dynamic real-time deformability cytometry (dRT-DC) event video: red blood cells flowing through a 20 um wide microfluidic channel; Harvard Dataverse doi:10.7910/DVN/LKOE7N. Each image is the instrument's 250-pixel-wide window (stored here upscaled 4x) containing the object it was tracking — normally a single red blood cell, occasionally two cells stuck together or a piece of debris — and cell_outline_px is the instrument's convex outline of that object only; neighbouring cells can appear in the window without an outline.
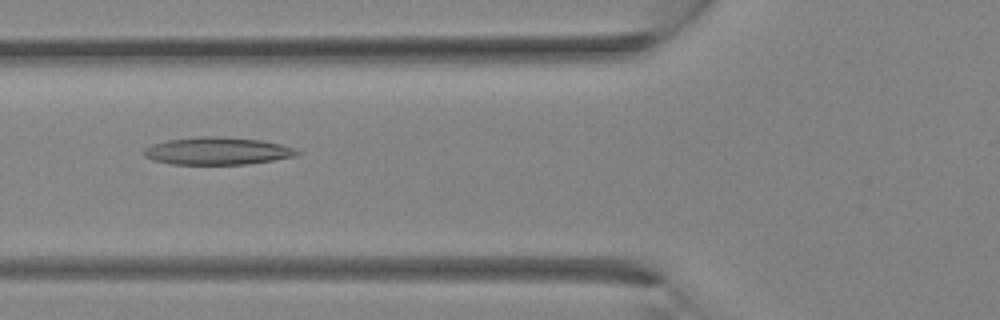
{"species": "Egyptian fruit bat (a non-hibernating species)", "species_latin": "Rousettus aegyptiacus", "temperature_condition": "room temperature", "stored_images_in_passage": 17, "camera_frame_rate_fps": 3000, "um_per_image_px": 0.085, "animal": {"sex": "female"}, "frame": {"image": 1, "passage_image": 6, "time_ms": 1.667, "image_size_px": [1000, 320], "cell_outline_px": [[300, 152], [296, 156], [248, 164], [172, 164], [152, 160], [144, 156], [140, 152], [144, 148], [152, 144], [168, 140], [196, 136], [216, 136], [260, 140], [280, 144], [292, 148]], "centroid_in_image_um": [18.4, 12.83], "position_along_channel_um": 107.4, "area_um2": 24.51}}
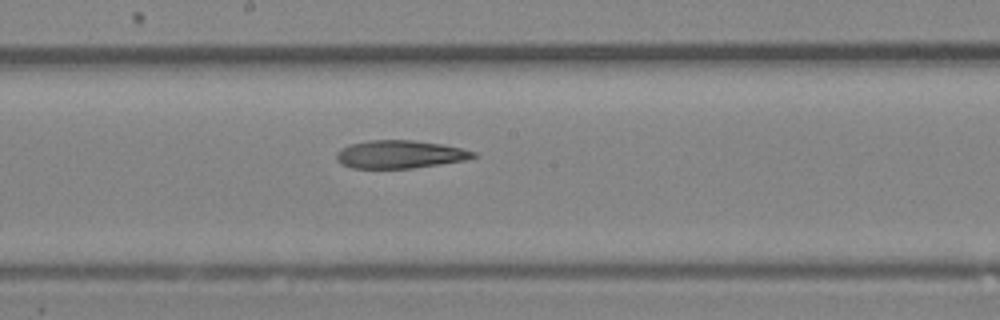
{"frame": {"image": 2, "passage_image": 11, "time_ms": 3.333, "image_size_px": [1000, 320], "cell_outline_px": [[480, 156], [464, 160], [440, 164], [412, 168], [352, 168], [340, 164], [336, 160], [336, 152], [340, 148], [348, 144], [368, 140], [412, 140], [440, 144], [460, 148], [476, 152]], "centroid_in_image_um": [33.94, 13.12], "position_along_channel_um": 214.3, "area_um2": 22.43}}
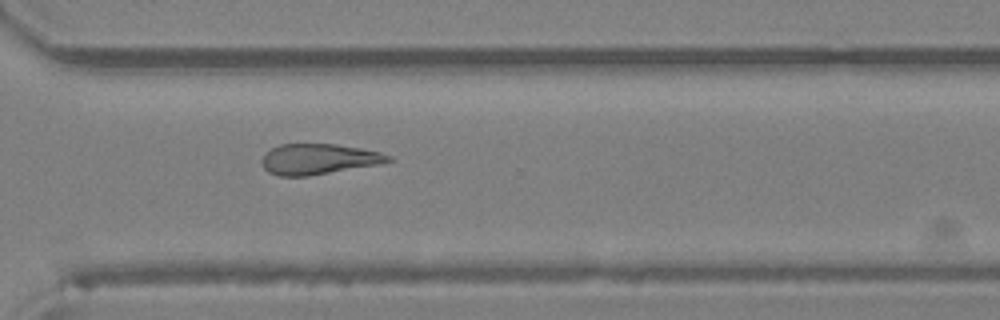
{"frame": {"image": 3, "passage_image": 17, "time_ms": 5.333, "image_size_px": [1000, 320], "cell_outline_px": [[392, 160], [380, 164], [308, 176], [280, 176], [268, 172], [264, 168], [260, 160], [272, 148], [280, 144], [336, 144], [360, 148], [380, 152], [392, 156]], "centroid_in_image_um": [27.08, 13.52], "position_along_channel_um": 343.5, "area_um2": 22.43}}